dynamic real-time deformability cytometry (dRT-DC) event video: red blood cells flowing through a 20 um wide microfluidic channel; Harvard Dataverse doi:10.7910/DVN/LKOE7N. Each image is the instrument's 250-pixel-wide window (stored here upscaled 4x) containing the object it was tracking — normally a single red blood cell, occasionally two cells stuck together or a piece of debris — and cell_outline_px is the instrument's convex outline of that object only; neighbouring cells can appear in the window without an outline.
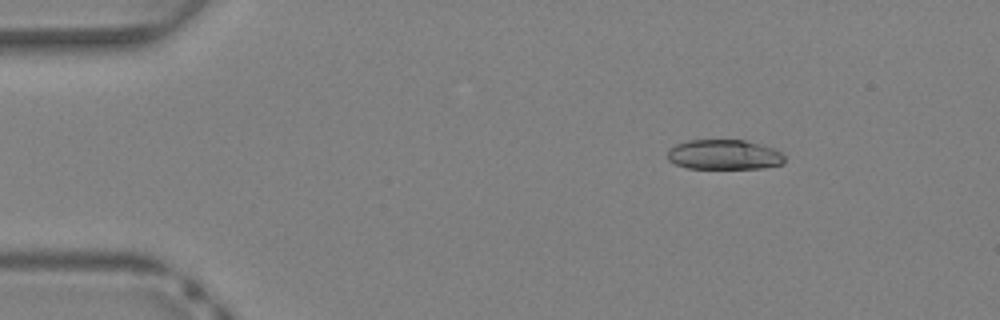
{"species": "Egyptian fruit bat (a non-hibernating species)", "species_latin": "Rousettus aegyptiacus", "temperature_condition": "warm", "stored_images_in_passage": 35, "camera_frame_rate_fps": 3000, "um_per_image_px": 0.085, "animal": {"sex": "female"}, "frame": {"image": 1, "passage_image": 1, "time_ms": 0.0, "image_size_px": [1000, 320], "cell_outline_px": [[784, 164], [764, 168], [688, 168], [676, 164], [668, 160], [668, 148], [676, 144], [688, 140], [744, 140], [760, 144], [772, 148], [780, 152], [784, 156]], "centroid_in_image_um": [61.54, 13.14], "position_along_channel_um": 23.5, "area_um2": 20.4}}
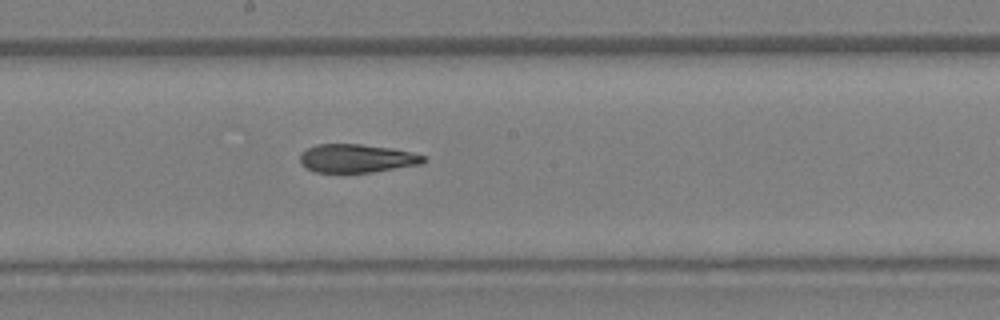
{"frame": {"image": 2, "passage_image": 17, "time_ms": 5.333, "image_size_px": [1000, 320], "cell_outline_px": [[428, 160], [424, 164], [372, 172], [316, 172], [300, 164], [300, 156], [308, 148], [316, 144], [360, 144], [392, 148], [412, 152], [424, 156]], "centroid_in_image_um": [30.38, 13.46], "position_along_channel_um": 217.8, "area_um2": 20.46}}
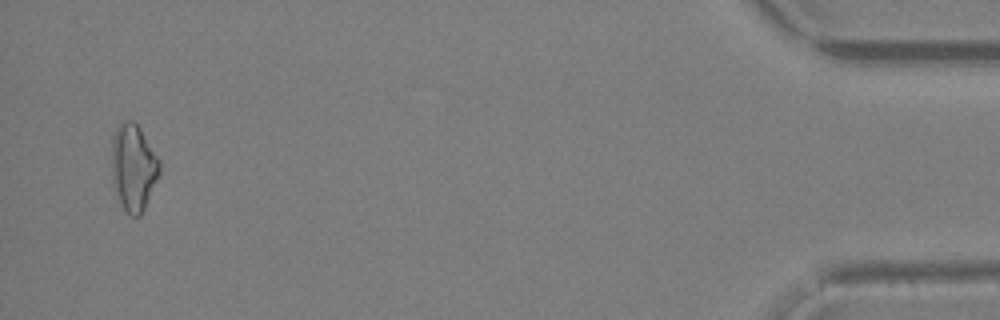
{"frame": {"image": 3, "passage_image": 34, "time_ms": 11.0, "image_size_px": [1000, 320], "cell_outline_px": [[160, 172], [144, 208], [140, 216], [128, 216], [120, 200], [112, 176], [112, 136], [116, 128], [124, 120], [132, 120], [140, 128], [160, 160]], "centroid_in_image_um": [11.35, 14.2], "position_along_channel_um": 423.9, "area_um2": 23.81}}